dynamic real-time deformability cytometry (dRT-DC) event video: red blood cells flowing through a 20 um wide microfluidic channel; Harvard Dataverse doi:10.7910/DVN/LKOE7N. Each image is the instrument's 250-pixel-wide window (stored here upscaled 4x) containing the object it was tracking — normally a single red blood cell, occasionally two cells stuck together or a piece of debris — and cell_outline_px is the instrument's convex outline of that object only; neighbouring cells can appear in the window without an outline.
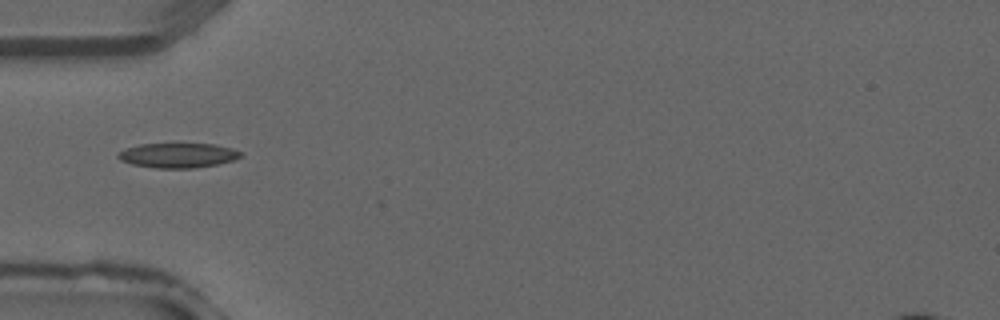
{"species": "common noctule bat (a hibernating species)", "species_latin": "Nyctalus noctula", "temperature_condition": "warm", "stored_images_in_passage": 27, "camera_frame_rate_fps": 3000, "um_per_image_px": 0.085, "animal": {"sex": "male", "forearm_length_mm": 52.5}, "frame": {"image": 1, "passage_image": 1, "time_ms": 0.0, "image_size_px": [1000, 320], "cell_outline_px": [[240, 156], [232, 160], [216, 164], [196, 168], [156, 168], [132, 164], [120, 160], [116, 156], [124, 148], [140, 144], [212, 144], [232, 148], [240, 152]], "centroid_in_image_um": [15.07, 13.2], "position_along_channel_um": 69.9, "area_um2": 17.46}}
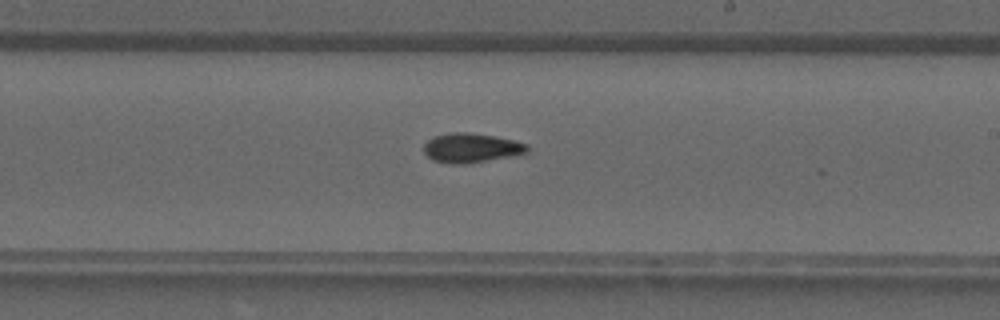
{"frame": {"image": 2, "passage_image": 11, "time_ms": 3.333, "image_size_px": [1000, 320], "cell_outline_px": [[528, 152], [512, 156], [468, 164], [452, 164], [432, 160], [424, 152], [424, 144], [432, 136], [452, 132], [464, 132], [492, 136], [512, 140], [528, 144]], "centroid_in_image_um": [40.03, 12.58], "position_along_channel_um": 249.0, "area_um2": 17.69}}
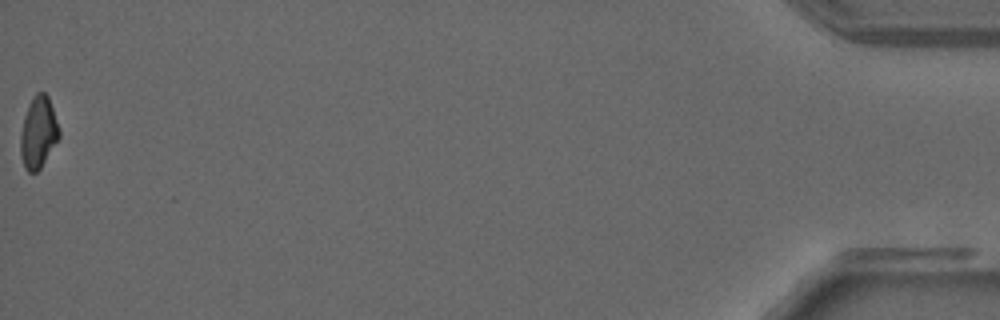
{"frame": {"image": 3, "passage_image": 27, "time_ms": 8.667, "image_size_px": [1000, 320], "cell_outline_px": [[60, 136], [40, 168], [36, 172], [28, 172], [24, 168], [20, 156], [20, 132], [24, 116], [28, 104], [32, 96], [36, 92], [44, 92], [48, 96], [60, 128]], "centroid_in_image_um": [3.24, 11.24], "position_along_channel_um": 432.0, "area_um2": 16.3}}